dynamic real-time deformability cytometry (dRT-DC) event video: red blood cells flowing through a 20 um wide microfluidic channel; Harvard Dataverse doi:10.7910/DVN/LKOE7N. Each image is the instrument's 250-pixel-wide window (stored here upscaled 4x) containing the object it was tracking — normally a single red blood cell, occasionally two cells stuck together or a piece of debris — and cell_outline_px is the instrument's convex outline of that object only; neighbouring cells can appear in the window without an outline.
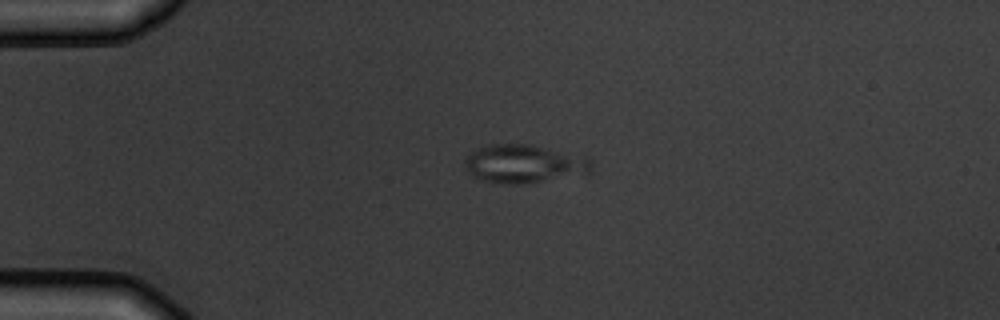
{"species": "common noctule bat (a hibernating species)", "species_latin": "Nyctalus noctula", "temperature_condition": "warm", "stored_images_in_passage": 2, "camera_frame_rate_fps": 3000, "um_per_image_px": 0.085, "animal": {"sex": "male", "body_mass_g": 19.5, "forearm_length_mm": 54.6}, "frame": {"image": 1, "passage_image": 1, "time_ms": 0.0, "image_size_px": [1000, 320], "cell_outline_px": [[592, 172], [520, 184], [500, 184], [484, 180], [472, 176], [464, 168], [464, 160], [476, 148], [488, 144], [532, 144], [592, 160]], "centroid_in_image_um": [44.45, 13.92], "position_along_channel_um": 40.5, "area_um2": 27.92}}